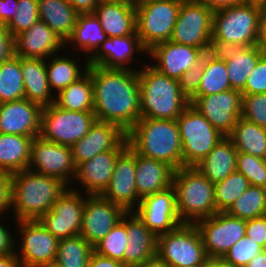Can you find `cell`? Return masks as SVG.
I'll return each instance as SVG.
<instances>
[{"instance_id": "obj_59", "label": "cell", "mask_w": 266, "mask_h": 267, "mask_svg": "<svg viewBox=\"0 0 266 267\" xmlns=\"http://www.w3.org/2000/svg\"><path fill=\"white\" fill-rule=\"evenodd\" d=\"M213 11L245 3L246 0H197Z\"/></svg>"}, {"instance_id": "obj_24", "label": "cell", "mask_w": 266, "mask_h": 267, "mask_svg": "<svg viewBox=\"0 0 266 267\" xmlns=\"http://www.w3.org/2000/svg\"><path fill=\"white\" fill-rule=\"evenodd\" d=\"M126 137L127 133L118 125L96 120L89 132L71 146L72 158L76 168L97 154L113 150Z\"/></svg>"}, {"instance_id": "obj_16", "label": "cell", "mask_w": 266, "mask_h": 267, "mask_svg": "<svg viewBox=\"0 0 266 267\" xmlns=\"http://www.w3.org/2000/svg\"><path fill=\"white\" fill-rule=\"evenodd\" d=\"M189 102L224 136L232 132L242 116V92L238 90L194 96Z\"/></svg>"}, {"instance_id": "obj_64", "label": "cell", "mask_w": 266, "mask_h": 267, "mask_svg": "<svg viewBox=\"0 0 266 267\" xmlns=\"http://www.w3.org/2000/svg\"><path fill=\"white\" fill-rule=\"evenodd\" d=\"M152 1H158V0H132V4L137 7L139 5H143L146 4L148 2H152Z\"/></svg>"}, {"instance_id": "obj_60", "label": "cell", "mask_w": 266, "mask_h": 267, "mask_svg": "<svg viewBox=\"0 0 266 267\" xmlns=\"http://www.w3.org/2000/svg\"><path fill=\"white\" fill-rule=\"evenodd\" d=\"M0 267H20L16 254L1 255Z\"/></svg>"}, {"instance_id": "obj_23", "label": "cell", "mask_w": 266, "mask_h": 267, "mask_svg": "<svg viewBox=\"0 0 266 267\" xmlns=\"http://www.w3.org/2000/svg\"><path fill=\"white\" fill-rule=\"evenodd\" d=\"M42 107L26 98L0 104V133L36 137L40 135Z\"/></svg>"}, {"instance_id": "obj_48", "label": "cell", "mask_w": 266, "mask_h": 267, "mask_svg": "<svg viewBox=\"0 0 266 267\" xmlns=\"http://www.w3.org/2000/svg\"><path fill=\"white\" fill-rule=\"evenodd\" d=\"M206 53L185 73L182 74L179 85L181 93L190 101L198 92L202 79Z\"/></svg>"}, {"instance_id": "obj_2", "label": "cell", "mask_w": 266, "mask_h": 267, "mask_svg": "<svg viewBox=\"0 0 266 267\" xmlns=\"http://www.w3.org/2000/svg\"><path fill=\"white\" fill-rule=\"evenodd\" d=\"M69 186L29 169L12 173V215L16 221L38 220Z\"/></svg>"}, {"instance_id": "obj_31", "label": "cell", "mask_w": 266, "mask_h": 267, "mask_svg": "<svg viewBox=\"0 0 266 267\" xmlns=\"http://www.w3.org/2000/svg\"><path fill=\"white\" fill-rule=\"evenodd\" d=\"M38 14L64 42L73 34L79 15L68 0H38Z\"/></svg>"}, {"instance_id": "obj_30", "label": "cell", "mask_w": 266, "mask_h": 267, "mask_svg": "<svg viewBox=\"0 0 266 267\" xmlns=\"http://www.w3.org/2000/svg\"><path fill=\"white\" fill-rule=\"evenodd\" d=\"M237 153L234 143L225 136L195 167L215 184L237 171Z\"/></svg>"}, {"instance_id": "obj_21", "label": "cell", "mask_w": 266, "mask_h": 267, "mask_svg": "<svg viewBox=\"0 0 266 267\" xmlns=\"http://www.w3.org/2000/svg\"><path fill=\"white\" fill-rule=\"evenodd\" d=\"M204 54L199 48L172 41L158 43L147 51L149 59L153 60V62L149 61V65L161 74L178 81L182 74L192 67Z\"/></svg>"}, {"instance_id": "obj_43", "label": "cell", "mask_w": 266, "mask_h": 267, "mask_svg": "<svg viewBox=\"0 0 266 267\" xmlns=\"http://www.w3.org/2000/svg\"><path fill=\"white\" fill-rule=\"evenodd\" d=\"M128 236L125 228V214L111 231L94 246V252L124 264V251Z\"/></svg>"}, {"instance_id": "obj_1", "label": "cell", "mask_w": 266, "mask_h": 267, "mask_svg": "<svg viewBox=\"0 0 266 267\" xmlns=\"http://www.w3.org/2000/svg\"><path fill=\"white\" fill-rule=\"evenodd\" d=\"M93 84L96 120L128 132L141 118L138 69L88 66Z\"/></svg>"}, {"instance_id": "obj_46", "label": "cell", "mask_w": 266, "mask_h": 267, "mask_svg": "<svg viewBox=\"0 0 266 267\" xmlns=\"http://www.w3.org/2000/svg\"><path fill=\"white\" fill-rule=\"evenodd\" d=\"M18 6L16 14L5 26L13 37L39 20L38 0H18Z\"/></svg>"}, {"instance_id": "obj_56", "label": "cell", "mask_w": 266, "mask_h": 267, "mask_svg": "<svg viewBox=\"0 0 266 267\" xmlns=\"http://www.w3.org/2000/svg\"><path fill=\"white\" fill-rule=\"evenodd\" d=\"M88 267H127L122 262L92 252Z\"/></svg>"}, {"instance_id": "obj_32", "label": "cell", "mask_w": 266, "mask_h": 267, "mask_svg": "<svg viewBox=\"0 0 266 267\" xmlns=\"http://www.w3.org/2000/svg\"><path fill=\"white\" fill-rule=\"evenodd\" d=\"M99 20L93 13L79 14L73 34L65 42L66 47L85 52L84 62L97 51L107 39ZM69 45V46H68ZM75 45V46H74Z\"/></svg>"}, {"instance_id": "obj_42", "label": "cell", "mask_w": 266, "mask_h": 267, "mask_svg": "<svg viewBox=\"0 0 266 267\" xmlns=\"http://www.w3.org/2000/svg\"><path fill=\"white\" fill-rule=\"evenodd\" d=\"M249 186V180L238 171L216 182L214 184V195L217 212H227Z\"/></svg>"}, {"instance_id": "obj_51", "label": "cell", "mask_w": 266, "mask_h": 267, "mask_svg": "<svg viewBox=\"0 0 266 267\" xmlns=\"http://www.w3.org/2000/svg\"><path fill=\"white\" fill-rule=\"evenodd\" d=\"M9 211L12 212V173L0 171V218Z\"/></svg>"}, {"instance_id": "obj_9", "label": "cell", "mask_w": 266, "mask_h": 267, "mask_svg": "<svg viewBox=\"0 0 266 267\" xmlns=\"http://www.w3.org/2000/svg\"><path fill=\"white\" fill-rule=\"evenodd\" d=\"M95 121L93 111H71L61 109L52 103L42 107L39 136L45 140L71 147L89 132Z\"/></svg>"}, {"instance_id": "obj_50", "label": "cell", "mask_w": 266, "mask_h": 267, "mask_svg": "<svg viewBox=\"0 0 266 267\" xmlns=\"http://www.w3.org/2000/svg\"><path fill=\"white\" fill-rule=\"evenodd\" d=\"M244 46L215 39L211 36L206 54L214 60L228 61L236 56Z\"/></svg>"}, {"instance_id": "obj_49", "label": "cell", "mask_w": 266, "mask_h": 267, "mask_svg": "<svg viewBox=\"0 0 266 267\" xmlns=\"http://www.w3.org/2000/svg\"><path fill=\"white\" fill-rule=\"evenodd\" d=\"M266 93V54H263L249 74L242 94Z\"/></svg>"}, {"instance_id": "obj_61", "label": "cell", "mask_w": 266, "mask_h": 267, "mask_svg": "<svg viewBox=\"0 0 266 267\" xmlns=\"http://www.w3.org/2000/svg\"><path fill=\"white\" fill-rule=\"evenodd\" d=\"M246 267H266V249L249 261Z\"/></svg>"}, {"instance_id": "obj_26", "label": "cell", "mask_w": 266, "mask_h": 267, "mask_svg": "<svg viewBox=\"0 0 266 267\" xmlns=\"http://www.w3.org/2000/svg\"><path fill=\"white\" fill-rule=\"evenodd\" d=\"M128 236L124 251V265L140 267L156 257L157 236L147 228L134 211L125 213Z\"/></svg>"}, {"instance_id": "obj_65", "label": "cell", "mask_w": 266, "mask_h": 267, "mask_svg": "<svg viewBox=\"0 0 266 267\" xmlns=\"http://www.w3.org/2000/svg\"><path fill=\"white\" fill-rule=\"evenodd\" d=\"M246 2H251V3H258L263 6H266V0H246Z\"/></svg>"}, {"instance_id": "obj_35", "label": "cell", "mask_w": 266, "mask_h": 267, "mask_svg": "<svg viewBox=\"0 0 266 267\" xmlns=\"http://www.w3.org/2000/svg\"><path fill=\"white\" fill-rule=\"evenodd\" d=\"M227 137L237 151L266 159V128L240 117Z\"/></svg>"}, {"instance_id": "obj_15", "label": "cell", "mask_w": 266, "mask_h": 267, "mask_svg": "<svg viewBox=\"0 0 266 267\" xmlns=\"http://www.w3.org/2000/svg\"><path fill=\"white\" fill-rule=\"evenodd\" d=\"M83 194L68 187L38 221L58 240L79 235L86 196Z\"/></svg>"}, {"instance_id": "obj_58", "label": "cell", "mask_w": 266, "mask_h": 267, "mask_svg": "<svg viewBox=\"0 0 266 267\" xmlns=\"http://www.w3.org/2000/svg\"><path fill=\"white\" fill-rule=\"evenodd\" d=\"M256 45L266 54V6L263 7L259 17V27Z\"/></svg>"}, {"instance_id": "obj_18", "label": "cell", "mask_w": 266, "mask_h": 267, "mask_svg": "<svg viewBox=\"0 0 266 267\" xmlns=\"http://www.w3.org/2000/svg\"><path fill=\"white\" fill-rule=\"evenodd\" d=\"M126 211L101 195H86L80 235L94 246L121 220Z\"/></svg>"}, {"instance_id": "obj_54", "label": "cell", "mask_w": 266, "mask_h": 267, "mask_svg": "<svg viewBox=\"0 0 266 267\" xmlns=\"http://www.w3.org/2000/svg\"><path fill=\"white\" fill-rule=\"evenodd\" d=\"M1 220V219H0ZM13 230L9 231L6 225L0 222V256L15 253V234L12 233ZM15 236V237H14Z\"/></svg>"}, {"instance_id": "obj_22", "label": "cell", "mask_w": 266, "mask_h": 267, "mask_svg": "<svg viewBox=\"0 0 266 267\" xmlns=\"http://www.w3.org/2000/svg\"><path fill=\"white\" fill-rule=\"evenodd\" d=\"M13 44L14 55L23 58L48 59L67 49L65 42L40 19L14 36Z\"/></svg>"}, {"instance_id": "obj_8", "label": "cell", "mask_w": 266, "mask_h": 267, "mask_svg": "<svg viewBox=\"0 0 266 267\" xmlns=\"http://www.w3.org/2000/svg\"><path fill=\"white\" fill-rule=\"evenodd\" d=\"M176 121L182 142L183 167L198 165L225 137L191 104Z\"/></svg>"}, {"instance_id": "obj_5", "label": "cell", "mask_w": 266, "mask_h": 267, "mask_svg": "<svg viewBox=\"0 0 266 267\" xmlns=\"http://www.w3.org/2000/svg\"><path fill=\"white\" fill-rule=\"evenodd\" d=\"M172 186L176 193L177 212L183 223H195L217 213L214 183L198 168L174 170Z\"/></svg>"}, {"instance_id": "obj_38", "label": "cell", "mask_w": 266, "mask_h": 267, "mask_svg": "<svg viewBox=\"0 0 266 267\" xmlns=\"http://www.w3.org/2000/svg\"><path fill=\"white\" fill-rule=\"evenodd\" d=\"M257 46L244 47L236 56L226 61L231 88L242 92L247 78L263 55Z\"/></svg>"}, {"instance_id": "obj_45", "label": "cell", "mask_w": 266, "mask_h": 267, "mask_svg": "<svg viewBox=\"0 0 266 267\" xmlns=\"http://www.w3.org/2000/svg\"><path fill=\"white\" fill-rule=\"evenodd\" d=\"M236 165L250 185L266 188V159L238 151Z\"/></svg>"}, {"instance_id": "obj_63", "label": "cell", "mask_w": 266, "mask_h": 267, "mask_svg": "<svg viewBox=\"0 0 266 267\" xmlns=\"http://www.w3.org/2000/svg\"><path fill=\"white\" fill-rule=\"evenodd\" d=\"M201 267H228L221 259H208Z\"/></svg>"}, {"instance_id": "obj_4", "label": "cell", "mask_w": 266, "mask_h": 267, "mask_svg": "<svg viewBox=\"0 0 266 267\" xmlns=\"http://www.w3.org/2000/svg\"><path fill=\"white\" fill-rule=\"evenodd\" d=\"M146 64L138 68L141 118L176 120L190 104L179 81Z\"/></svg>"}, {"instance_id": "obj_40", "label": "cell", "mask_w": 266, "mask_h": 267, "mask_svg": "<svg viewBox=\"0 0 266 267\" xmlns=\"http://www.w3.org/2000/svg\"><path fill=\"white\" fill-rule=\"evenodd\" d=\"M227 213L243 220L266 215V188L250 185L236 199Z\"/></svg>"}, {"instance_id": "obj_25", "label": "cell", "mask_w": 266, "mask_h": 267, "mask_svg": "<svg viewBox=\"0 0 266 267\" xmlns=\"http://www.w3.org/2000/svg\"><path fill=\"white\" fill-rule=\"evenodd\" d=\"M135 53L147 55L136 32L124 37H108L88 59V66L135 70L133 66L130 67L132 61L138 59L134 57Z\"/></svg>"}, {"instance_id": "obj_10", "label": "cell", "mask_w": 266, "mask_h": 267, "mask_svg": "<svg viewBox=\"0 0 266 267\" xmlns=\"http://www.w3.org/2000/svg\"><path fill=\"white\" fill-rule=\"evenodd\" d=\"M15 224L20 237L15 241L20 267H53L59 240L38 220H21Z\"/></svg>"}, {"instance_id": "obj_33", "label": "cell", "mask_w": 266, "mask_h": 267, "mask_svg": "<svg viewBox=\"0 0 266 267\" xmlns=\"http://www.w3.org/2000/svg\"><path fill=\"white\" fill-rule=\"evenodd\" d=\"M53 55L46 59V73L50 90L57 95L61 90L76 82L88 70V61L84 67L78 64L75 57L66 55ZM82 68V69H81ZM84 68V69H83Z\"/></svg>"}, {"instance_id": "obj_6", "label": "cell", "mask_w": 266, "mask_h": 267, "mask_svg": "<svg viewBox=\"0 0 266 267\" xmlns=\"http://www.w3.org/2000/svg\"><path fill=\"white\" fill-rule=\"evenodd\" d=\"M156 257L171 267H201L209 259L194 223H183L157 236Z\"/></svg>"}, {"instance_id": "obj_27", "label": "cell", "mask_w": 266, "mask_h": 267, "mask_svg": "<svg viewBox=\"0 0 266 267\" xmlns=\"http://www.w3.org/2000/svg\"><path fill=\"white\" fill-rule=\"evenodd\" d=\"M93 14L107 37H124L136 32V7L121 1H100Z\"/></svg>"}, {"instance_id": "obj_53", "label": "cell", "mask_w": 266, "mask_h": 267, "mask_svg": "<svg viewBox=\"0 0 266 267\" xmlns=\"http://www.w3.org/2000/svg\"><path fill=\"white\" fill-rule=\"evenodd\" d=\"M14 55L13 36L0 24V64Z\"/></svg>"}, {"instance_id": "obj_47", "label": "cell", "mask_w": 266, "mask_h": 267, "mask_svg": "<svg viewBox=\"0 0 266 267\" xmlns=\"http://www.w3.org/2000/svg\"><path fill=\"white\" fill-rule=\"evenodd\" d=\"M241 117L266 128V93L242 94Z\"/></svg>"}, {"instance_id": "obj_57", "label": "cell", "mask_w": 266, "mask_h": 267, "mask_svg": "<svg viewBox=\"0 0 266 267\" xmlns=\"http://www.w3.org/2000/svg\"><path fill=\"white\" fill-rule=\"evenodd\" d=\"M79 14L93 13L100 0H68Z\"/></svg>"}, {"instance_id": "obj_55", "label": "cell", "mask_w": 266, "mask_h": 267, "mask_svg": "<svg viewBox=\"0 0 266 267\" xmlns=\"http://www.w3.org/2000/svg\"><path fill=\"white\" fill-rule=\"evenodd\" d=\"M18 0H0V24L6 26L16 14Z\"/></svg>"}, {"instance_id": "obj_52", "label": "cell", "mask_w": 266, "mask_h": 267, "mask_svg": "<svg viewBox=\"0 0 266 267\" xmlns=\"http://www.w3.org/2000/svg\"><path fill=\"white\" fill-rule=\"evenodd\" d=\"M245 235L266 249V215L246 220Z\"/></svg>"}, {"instance_id": "obj_66", "label": "cell", "mask_w": 266, "mask_h": 267, "mask_svg": "<svg viewBox=\"0 0 266 267\" xmlns=\"http://www.w3.org/2000/svg\"><path fill=\"white\" fill-rule=\"evenodd\" d=\"M100 1H121L126 3H132V0H100Z\"/></svg>"}, {"instance_id": "obj_39", "label": "cell", "mask_w": 266, "mask_h": 267, "mask_svg": "<svg viewBox=\"0 0 266 267\" xmlns=\"http://www.w3.org/2000/svg\"><path fill=\"white\" fill-rule=\"evenodd\" d=\"M25 98L20 57L13 55L0 64V104Z\"/></svg>"}, {"instance_id": "obj_14", "label": "cell", "mask_w": 266, "mask_h": 267, "mask_svg": "<svg viewBox=\"0 0 266 267\" xmlns=\"http://www.w3.org/2000/svg\"><path fill=\"white\" fill-rule=\"evenodd\" d=\"M27 169L60 179L68 186L73 184L76 175L71 147L45 140L41 136L32 140Z\"/></svg>"}, {"instance_id": "obj_13", "label": "cell", "mask_w": 266, "mask_h": 267, "mask_svg": "<svg viewBox=\"0 0 266 267\" xmlns=\"http://www.w3.org/2000/svg\"><path fill=\"white\" fill-rule=\"evenodd\" d=\"M202 237L209 259H221L225 253L245 236L246 220L233 217L227 212L197 220L194 223Z\"/></svg>"}, {"instance_id": "obj_20", "label": "cell", "mask_w": 266, "mask_h": 267, "mask_svg": "<svg viewBox=\"0 0 266 267\" xmlns=\"http://www.w3.org/2000/svg\"><path fill=\"white\" fill-rule=\"evenodd\" d=\"M128 147L127 137L113 150L95 155L92 159L81 163L76 168L74 182L71 188L86 195H101L110 183L118 156ZM84 191H81L82 189Z\"/></svg>"}, {"instance_id": "obj_34", "label": "cell", "mask_w": 266, "mask_h": 267, "mask_svg": "<svg viewBox=\"0 0 266 267\" xmlns=\"http://www.w3.org/2000/svg\"><path fill=\"white\" fill-rule=\"evenodd\" d=\"M34 138L0 133V171L15 173L26 170Z\"/></svg>"}, {"instance_id": "obj_11", "label": "cell", "mask_w": 266, "mask_h": 267, "mask_svg": "<svg viewBox=\"0 0 266 267\" xmlns=\"http://www.w3.org/2000/svg\"><path fill=\"white\" fill-rule=\"evenodd\" d=\"M183 0H158L136 7V33L148 51L170 41Z\"/></svg>"}, {"instance_id": "obj_7", "label": "cell", "mask_w": 266, "mask_h": 267, "mask_svg": "<svg viewBox=\"0 0 266 267\" xmlns=\"http://www.w3.org/2000/svg\"><path fill=\"white\" fill-rule=\"evenodd\" d=\"M263 7L245 2L214 11L212 36L244 47L255 46Z\"/></svg>"}, {"instance_id": "obj_17", "label": "cell", "mask_w": 266, "mask_h": 267, "mask_svg": "<svg viewBox=\"0 0 266 267\" xmlns=\"http://www.w3.org/2000/svg\"><path fill=\"white\" fill-rule=\"evenodd\" d=\"M134 212L156 236L183 224L177 212L173 186L143 197Z\"/></svg>"}, {"instance_id": "obj_41", "label": "cell", "mask_w": 266, "mask_h": 267, "mask_svg": "<svg viewBox=\"0 0 266 267\" xmlns=\"http://www.w3.org/2000/svg\"><path fill=\"white\" fill-rule=\"evenodd\" d=\"M232 89L224 61L214 60L206 54L202 79L195 96H208Z\"/></svg>"}, {"instance_id": "obj_62", "label": "cell", "mask_w": 266, "mask_h": 267, "mask_svg": "<svg viewBox=\"0 0 266 267\" xmlns=\"http://www.w3.org/2000/svg\"><path fill=\"white\" fill-rule=\"evenodd\" d=\"M140 267H171V266L159 260L157 257H155Z\"/></svg>"}, {"instance_id": "obj_44", "label": "cell", "mask_w": 266, "mask_h": 267, "mask_svg": "<svg viewBox=\"0 0 266 267\" xmlns=\"http://www.w3.org/2000/svg\"><path fill=\"white\" fill-rule=\"evenodd\" d=\"M264 248L248 236L238 240L221 258L228 267H246Z\"/></svg>"}, {"instance_id": "obj_37", "label": "cell", "mask_w": 266, "mask_h": 267, "mask_svg": "<svg viewBox=\"0 0 266 267\" xmlns=\"http://www.w3.org/2000/svg\"><path fill=\"white\" fill-rule=\"evenodd\" d=\"M93 251L80 234L60 239L53 267H88Z\"/></svg>"}, {"instance_id": "obj_12", "label": "cell", "mask_w": 266, "mask_h": 267, "mask_svg": "<svg viewBox=\"0 0 266 267\" xmlns=\"http://www.w3.org/2000/svg\"><path fill=\"white\" fill-rule=\"evenodd\" d=\"M214 11L197 0H183L170 41L207 52Z\"/></svg>"}, {"instance_id": "obj_19", "label": "cell", "mask_w": 266, "mask_h": 267, "mask_svg": "<svg viewBox=\"0 0 266 267\" xmlns=\"http://www.w3.org/2000/svg\"><path fill=\"white\" fill-rule=\"evenodd\" d=\"M135 171L136 152L128 145L118 156L110 183L101 196L126 212L134 211L141 201L136 190Z\"/></svg>"}, {"instance_id": "obj_3", "label": "cell", "mask_w": 266, "mask_h": 267, "mask_svg": "<svg viewBox=\"0 0 266 267\" xmlns=\"http://www.w3.org/2000/svg\"><path fill=\"white\" fill-rule=\"evenodd\" d=\"M128 145L144 157L183 167L182 142L176 120L140 118L127 132Z\"/></svg>"}, {"instance_id": "obj_28", "label": "cell", "mask_w": 266, "mask_h": 267, "mask_svg": "<svg viewBox=\"0 0 266 267\" xmlns=\"http://www.w3.org/2000/svg\"><path fill=\"white\" fill-rule=\"evenodd\" d=\"M173 174L174 169L167 163L136 153L135 183L141 199L171 187Z\"/></svg>"}, {"instance_id": "obj_36", "label": "cell", "mask_w": 266, "mask_h": 267, "mask_svg": "<svg viewBox=\"0 0 266 267\" xmlns=\"http://www.w3.org/2000/svg\"><path fill=\"white\" fill-rule=\"evenodd\" d=\"M55 104L61 109L71 111H93V84L91 73L87 72L76 82L55 95Z\"/></svg>"}, {"instance_id": "obj_29", "label": "cell", "mask_w": 266, "mask_h": 267, "mask_svg": "<svg viewBox=\"0 0 266 267\" xmlns=\"http://www.w3.org/2000/svg\"><path fill=\"white\" fill-rule=\"evenodd\" d=\"M20 68L24 79L25 98L41 107L55 103V95L47 80L46 59L20 57Z\"/></svg>"}]
</instances>
